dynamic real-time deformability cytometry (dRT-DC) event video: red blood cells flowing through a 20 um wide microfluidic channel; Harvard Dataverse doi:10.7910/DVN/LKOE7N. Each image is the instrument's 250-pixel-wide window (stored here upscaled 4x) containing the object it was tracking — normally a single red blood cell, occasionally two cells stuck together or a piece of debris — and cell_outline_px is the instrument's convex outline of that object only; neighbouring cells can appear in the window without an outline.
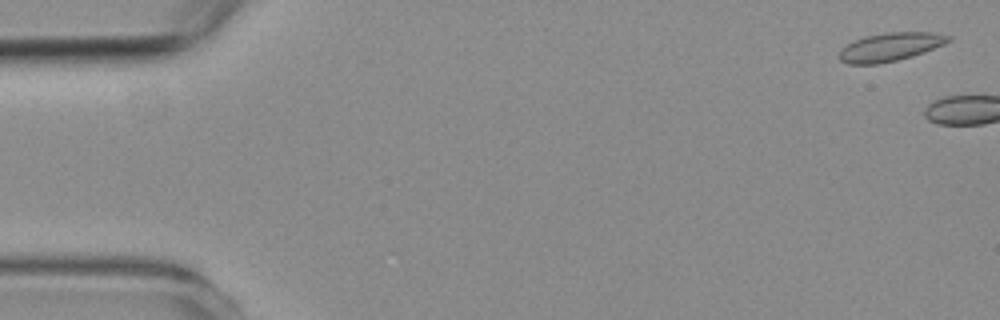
{"species": "common noctule bat (a hibernating species)", "species_latin": "Nyctalus noctula", "temperature_condition": "room temperature", "stored_images_in_passage": 4, "camera_frame_rate_fps": 3000, "um_per_image_px": 0.085, "animal": {"sex": "female", "body_mass_g": 19.3, "forearm_length_mm": 54.1}, "frame": {"image": 1, "passage_image": 2, "time_ms": 0.333, "image_size_px": [1000, 320], "cell_outline_px": [[952, 40], [944, 44], [924, 52], [912, 56], [896, 60], [876, 64], [848, 64], [840, 60], [840, 52], [852, 40], [864, 36], [884, 32], [932, 32], [952, 36]], "centroid_in_image_um": [75.7, 3.97], "position_along_channel_um": 9.3, "area_um2": 18.03}}